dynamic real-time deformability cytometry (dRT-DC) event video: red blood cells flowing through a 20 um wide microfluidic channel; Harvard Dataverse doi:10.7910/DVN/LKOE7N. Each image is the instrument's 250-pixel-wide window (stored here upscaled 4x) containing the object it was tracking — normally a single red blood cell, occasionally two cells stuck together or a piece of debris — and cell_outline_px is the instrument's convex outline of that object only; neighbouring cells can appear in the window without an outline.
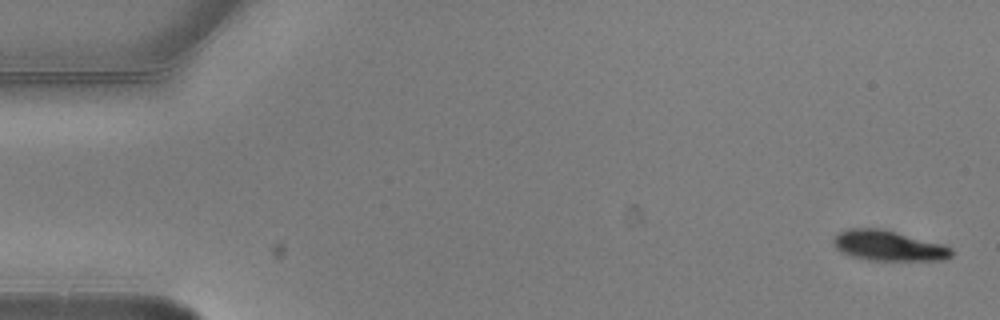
{"species": "common noctule bat (a hibernating species)", "species_latin": "Nyctalus noctula", "temperature_condition": "warm", "stored_images_in_passage": 4, "camera_frame_rate_fps": 3000, "um_per_image_px": 0.085, "animal": {"sex": "male", "body_mass_g": 20.5, "forearm_length_mm": 52.5}, "frame": {"image": 1, "passage_image": 1, "time_ms": 0.0, "image_size_px": [1000, 320], "cell_outline_px": [[952, 256], [944, 260], [868, 260], [852, 256], [840, 252], [832, 244], [832, 240], [840, 232], [848, 228], [880, 228], [944, 244], [952, 248]], "centroid_in_image_um": [75.51, 20.88], "position_along_channel_um": 9.5, "area_um2": 20.87}}
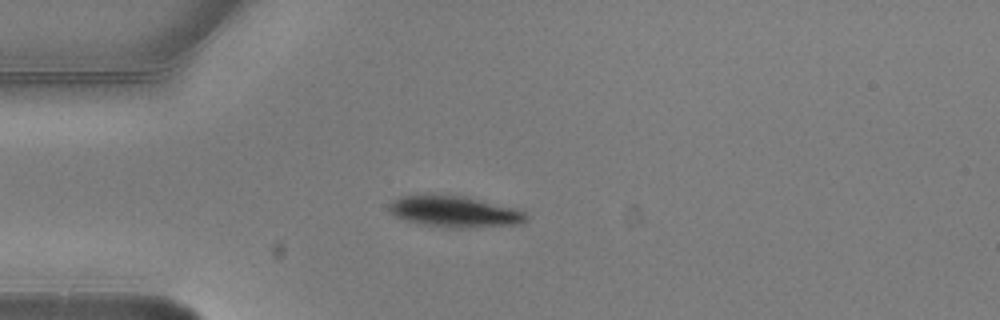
{"frame": {"image": 2, "passage_image": 4, "time_ms": 1.0, "image_size_px": [1000, 320], "cell_outline_px": [[528, 220], [524, 224], [460, 228], [448, 228], [424, 224], [404, 220], [388, 212], [388, 204], [392, 200], [400, 196], [412, 192], [448, 192], [468, 196], [524, 208], [528, 216]], "centroid_in_image_um": [38.67, 17.91], "position_along_channel_um": 46.3, "area_um2": 26.99}}